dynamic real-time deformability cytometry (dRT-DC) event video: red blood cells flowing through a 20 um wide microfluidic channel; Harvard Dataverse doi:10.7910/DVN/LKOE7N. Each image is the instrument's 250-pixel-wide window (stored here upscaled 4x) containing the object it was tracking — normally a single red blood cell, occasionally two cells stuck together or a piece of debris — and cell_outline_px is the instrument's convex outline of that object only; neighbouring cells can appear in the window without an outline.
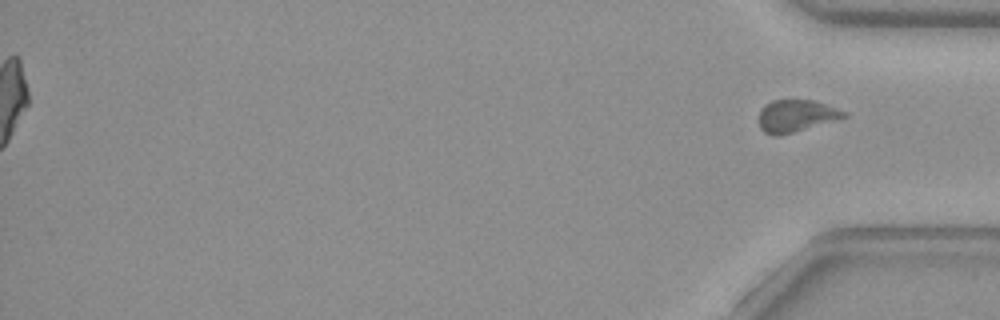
{"species": "common noctule bat (a hibernating species)", "species_latin": "Nyctalus noctula", "temperature_condition": "warm", "stored_images_in_passage": 41, "segment_of_instrument_passage": [2, 2], "camera_frame_rate_fps": 3000, "um_per_image_px": 0.085, "animal": {"sex": "female", "body_mass_g": 29.2, "forearm_length_mm": 56.3}, "frame": {"image": 1, "passage_image": 41, "time_ms": 13.333, "image_size_px": [1000, 320], "cell_outline_px": [[848, 116], [836, 120], [792, 132], [776, 136], [772, 136], [764, 132], [760, 128], [760, 108], [764, 104], [772, 100], [812, 100], [848, 112]], "centroid_in_image_um": [67.65, 9.84], "position_along_channel_um": 367.5, "area_um2": 15.78}}